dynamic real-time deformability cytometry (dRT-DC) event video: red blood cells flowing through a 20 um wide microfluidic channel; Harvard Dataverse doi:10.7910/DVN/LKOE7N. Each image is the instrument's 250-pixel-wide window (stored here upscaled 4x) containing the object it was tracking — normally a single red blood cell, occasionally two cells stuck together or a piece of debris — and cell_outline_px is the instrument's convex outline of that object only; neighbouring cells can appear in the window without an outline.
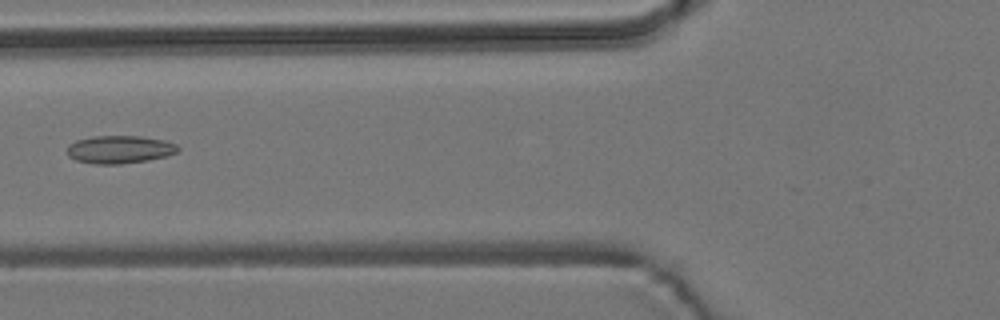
{"species": "common noctule bat (a hibernating species)", "species_latin": "Nyctalus noctula", "temperature_condition": "room temperature", "stored_images_in_passage": 4, "camera_frame_rate_fps": 3000, "um_per_image_px": 0.085, "animal": {"sex": "male", "body_mass_g": 19.2, "forearm_length_mm": 51.8}, "frame": {"image": 1, "passage_image": 3, "time_ms": 3.0, "image_size_px": [1000, 320], "cell_outline_px": [[180, 148], [176, 152], [168, 156], [148, 160], [120, 164], [96, 164], [76, 160], [68, 156], [68, 144], [76, 140], [92, 136], [140, 136], [164, 140], [176, 144]], "centroid_in_image_um": [10.17, 12.7], "position_along_channel_um": 115.6, "area_um2": 18.03}}
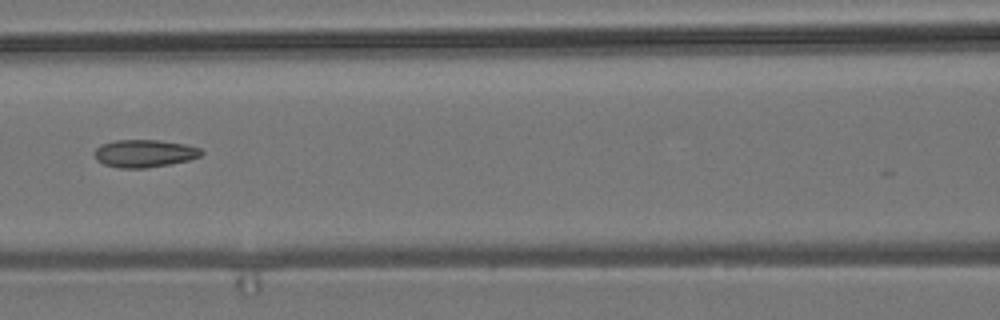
{"frame": {"image": 2, "passage_image": 4, "time_ms": 4.0, "image_size_px": [1000, 320], "cell_outline_px": [[204, 152], [200, 156], [188, 160], [168, 164], [144, 168], [120, 168], [104, 164], [96, 160], [96, 148], [100, 144], [112, 140], [160, 140], [184, 144], [200, 148]], "centroid_in_image_um": [12.26, 13.03], "position_along_channel_um": 154.3, "area_um2": 17.11}}